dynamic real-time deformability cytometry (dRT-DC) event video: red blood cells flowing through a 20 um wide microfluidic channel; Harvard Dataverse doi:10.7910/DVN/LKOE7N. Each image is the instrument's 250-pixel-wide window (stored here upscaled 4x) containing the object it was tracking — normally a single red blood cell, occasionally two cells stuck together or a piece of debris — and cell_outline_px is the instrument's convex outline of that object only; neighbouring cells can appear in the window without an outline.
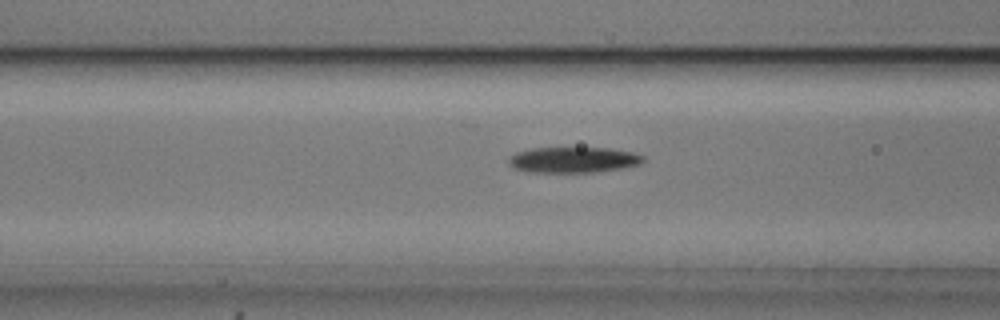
{"species": "common noctule bat (a hibernating species)", "species_latin": "Nyctalus noctula", "temperature_condition": "cold", "stored_images_in_passage": 53, "camera_frame_rate_fps": 3000, "um_per_image_px": 0.085, "animal": {"sex": "male", "body_mass_g": 20.5, "forearm_length_mm": 52.5}, "frame": {"image": 1, "passage_image": 20, "time_ms": 6.333, "image_size_px": [1000, 320], "cell_outline_px": [[644, 160], [640, 164], [620, 168], [592, 172], [528, 172], [512, 168], [508, 164], [508, 156], [516, 152], [532, 148], [608, 148], [632, 152], [644, 156]], "centroid_in_image_um": [48.66, 13.58], "position_along_channel_um": 117.9, "area_um2": 20.17}}
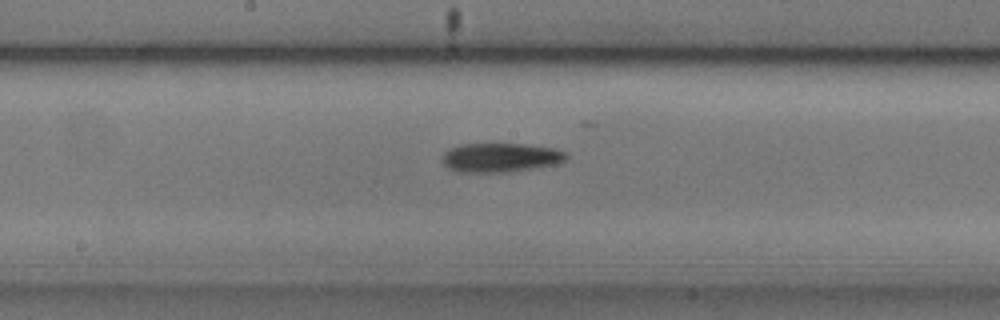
{"frame": {"image": 2, "passage_image": 27, "time_ms": 8.667, "image_size_px": [1000, 320], "cell_outline_px": [[568, 156], [564, 160], [556, 164], [532, 168], [500, 172], [460, 172], [448, 168], [444, 164], [444, 152], [448, 148], [460, 144], [528, 144], [552, 148], [568, 152]], "centroid_in_image_um": [42.54, 13.38], "position_along_channel_um": 205.7, "area_um2": 20.87}}
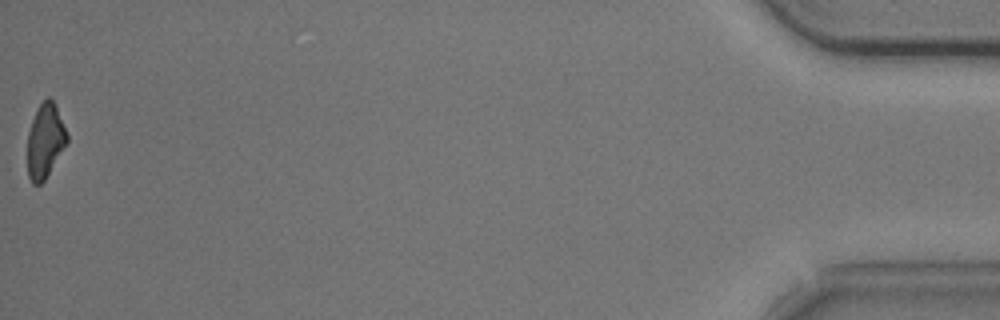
{"frame": {"image": 3, "passage_image": 53, "time_ms": 17.333, "image_size_px": [1000, 320], "cell_outline_px": [[68, 140], [44, 180], [40, 184], [32, 184], [28, 176], [28, 132], [32, 120], [40, 104], [48, 96], [56, 104], [68, 136]], "centroid_in_image_um": [3.83, 11.95], "position_along_channel_um": 431.4, "area_um2": 16.76}, "authors_computed_cell_mechanics": {"area_um2": 19.652, "velocity_mm_per_s": 3.7441, "shape_relaxation_time_tau1_ms": 3.9805, "shape_relaxation_time_tau2_ms": null, "deformation_change_tau1": 0.1328, "deformation_change_tau2": null}}